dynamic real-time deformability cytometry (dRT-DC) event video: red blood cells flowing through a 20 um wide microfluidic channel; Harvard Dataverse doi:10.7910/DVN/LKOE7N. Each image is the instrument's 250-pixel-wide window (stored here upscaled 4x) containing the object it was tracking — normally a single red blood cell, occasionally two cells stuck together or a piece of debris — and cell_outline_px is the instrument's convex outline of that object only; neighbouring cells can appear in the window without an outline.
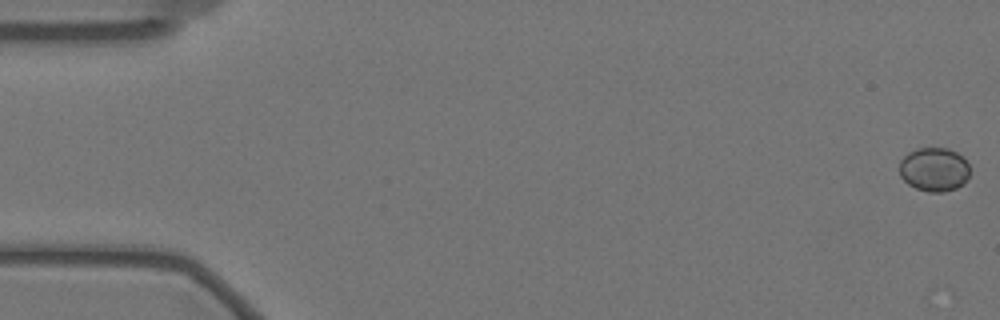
{"species": "Egyptian fruit bat (a non-hibernating species)", "species_latin": "Rousettus aegyptiacus", "temperature_condition": "warm", "stored_images_in_passage": 33, "camera_frame_rate_fps": 3000, "um_per_image_px": 0.085, "animal": {"sex": "female"}, "frame": {"image": 1, "passage_image": 1, "time_ms": 0.0, "image_size_px": [1000, 320], "cell_outline_px": [[968, 176], [964, 184], [956, 188], [944, 192], [928, 192], [916, 188], [908, 184], [900, 176], [900, 160], [908, 152], [916, 148], [948, 148], [964, 156], [968, 164]], "centroid_in_image_um": [79.4, 14.4], "position_along_channel_um": 5.6, "area_um2": 18.15}}
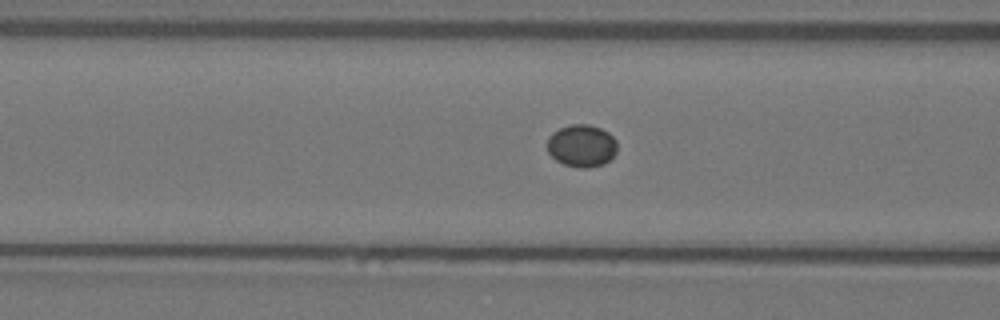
{"frame": {"image": 2, "passage_image": 23, "time_ms": 7.333, "image_size_px": [1000, 320], "cell_outline_px": [[616, 152], [604, 164], [588, 168], [580, 168], [564, 164], [556, 160], [548, 152], [548, 136], [552, 132], [560, 128], [572, 124], [588, 124], [600, 128], [608, 132], [616, 140]], "centroid_in_image_um": [49.44, 12.38], "position_along_channel_um": 117.2, "area_um2": 17.22}}
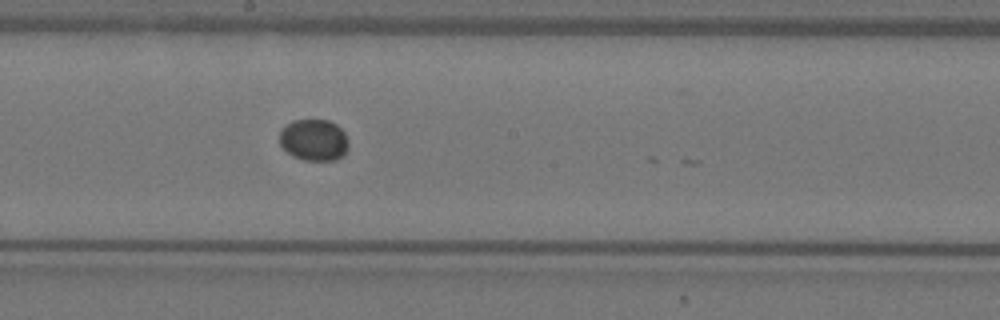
{"frame": {"image": 3, "passage_image": 32, "time_ms": 10.333, "image_size_px": [1000, 320], "cell_outline_px": [[348, 148], [344, 156], [336, 160], [304, 160], [292, 156], [280, 144], [280, 132], [292, 120], [328, 120], [336, 124], [344, 132], [348, 140]], "centroid_in_image_um": [26.71, 11.91], "position_along_channel_um": 221.5, "area_um2": 16.7}}